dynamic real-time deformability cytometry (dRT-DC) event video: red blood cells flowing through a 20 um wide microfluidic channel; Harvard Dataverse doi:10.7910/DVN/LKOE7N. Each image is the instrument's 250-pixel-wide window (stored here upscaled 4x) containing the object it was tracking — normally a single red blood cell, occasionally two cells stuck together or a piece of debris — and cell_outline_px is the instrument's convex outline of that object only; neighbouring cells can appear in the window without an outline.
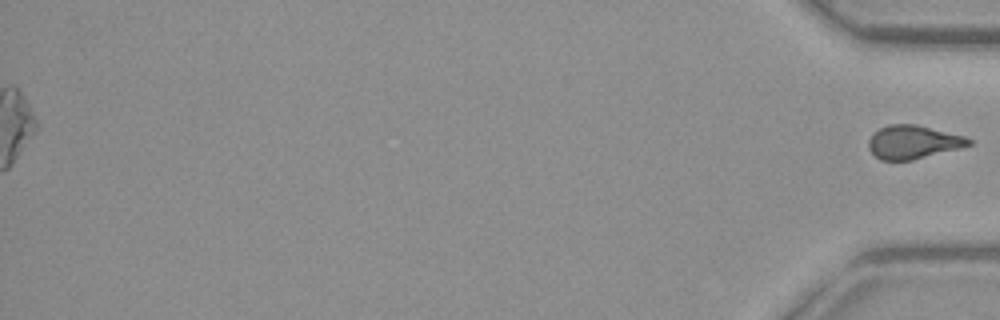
{"species": "common noctule bat (a hibernating species)", "species_latin": "Nyctalus noctula", "temperature_condition": "warm", "stored_images_in_passage": 56, "segment_of_instrument_passage": [2, 2], "camera_frame_rate_fps": 3000, "um_per_image_px": 0.085, "animal": {"sex": "female", "body_mass_g": 29.2, "forearm_length_mm": 56.3}, "frame": {"image": 1, "passage_image": 56, "time_ms": 18.333, "image_size_px": [1000, 320], "cell_outline_px": [[972, 144], [960, 148], [912, 160], [880, 160], [868, 148], [868, 140], [872, 132], [888, 124], [916, 124], [964, 136], [972, 140]], "centroid_in_image_um": [77.59, 12.07], "position_along_channel_um": 357.6, "area_um2": 19.54}}